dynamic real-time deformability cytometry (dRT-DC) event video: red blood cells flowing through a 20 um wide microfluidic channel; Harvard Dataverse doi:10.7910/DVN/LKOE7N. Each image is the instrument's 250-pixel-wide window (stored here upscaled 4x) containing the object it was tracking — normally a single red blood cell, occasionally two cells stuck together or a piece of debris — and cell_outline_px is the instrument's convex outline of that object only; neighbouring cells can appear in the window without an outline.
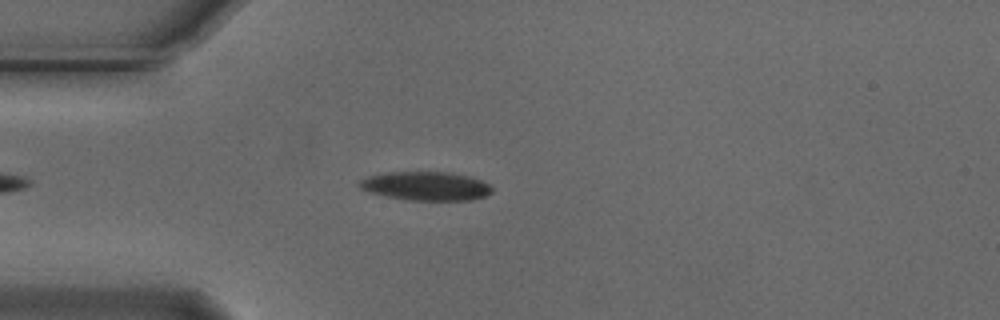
{"species": "Egyptian fruit bat (a non-hibernating species)", "species_latin": "Rousettus aegyptiacus", "temperature_condition": "cold", "stored_images_in_passage": 47, "camera_frame_rate_fps": 3000, "um_per_image_px": 0.085, "animal": {"sex": "male"}, "frame": {"image": 1, "passage_image": 7, "time_ms": 2.0, "image_size_px": [1000, 320], "cell_outline_px": [[492, 192], [484, 196], [472, 200], [404, 200], [372, 192], [360, 188], [360, 180], [368, 176], [388, 172], [448, 172], [468, 176], [480, 180], [488, 184], [492, 188]], "centroid_in_image_um": [36.22, 15.81], "position_along_channel_um": 48.8, "area_um2": 21.96}}
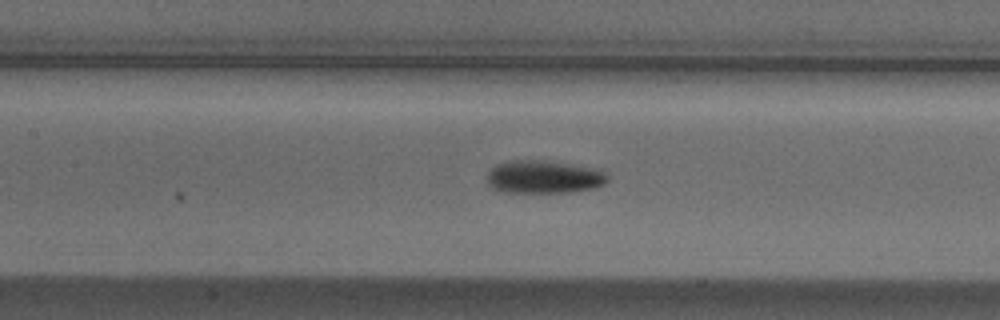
{"frame": {"image": 2, "passage_image": 17, "time_ms": 5.333, "image_size_px": [1000, 320], "cell_outline_px": [[608, 180], [604, 184], [592, 188], [572, 192], [496, 192], [488, 184], [488, 172], [496, 164], [508, 160], [548, 160], [600, 168], [608, 176]], "centroid_in_image_um": [46.23, 15.02], "position_along_channel_um": 161.2, "area_um2": 23.58}}
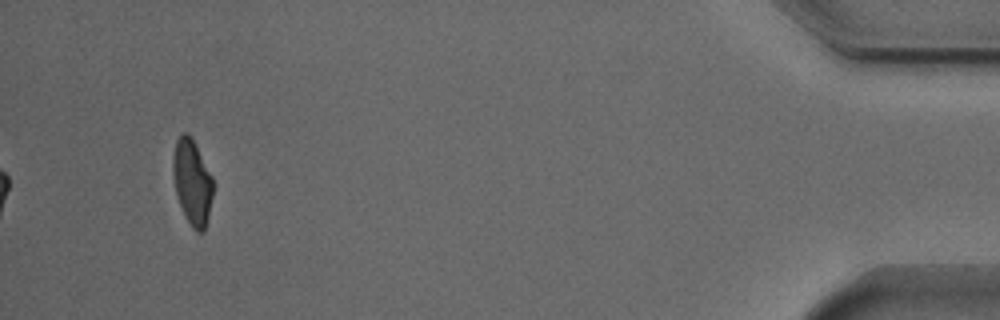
{"frame": {"image": 3, "passage_image": 44, "time_ms": 14.333, "image_size_px": [1000, 320], "cell_outline_px": [[212, 196], [208, 216], [204, 232], [196, 232], [192, 228], [184, 216], [176, 196], [172, 172], [172, 164], [176, 140], [184, 132], [188, 132], [212, 176]], "centroid_in_image_um": [16.31, 15.52], "position_along_channel_um": 418.9, "area_um2": 19.77}, "authors_computed_cell_mechanics": {"area_um2": 21.6172, "velocity_mm_per_s": 3.7392, "shape_relaxation_time_tau1_ms": 3.6179, "shape_relaxation_time_tau2_ms": 4.5691, "deformation_change_tau1": 0.139, "deformation_change_tau2": 0.1011}}